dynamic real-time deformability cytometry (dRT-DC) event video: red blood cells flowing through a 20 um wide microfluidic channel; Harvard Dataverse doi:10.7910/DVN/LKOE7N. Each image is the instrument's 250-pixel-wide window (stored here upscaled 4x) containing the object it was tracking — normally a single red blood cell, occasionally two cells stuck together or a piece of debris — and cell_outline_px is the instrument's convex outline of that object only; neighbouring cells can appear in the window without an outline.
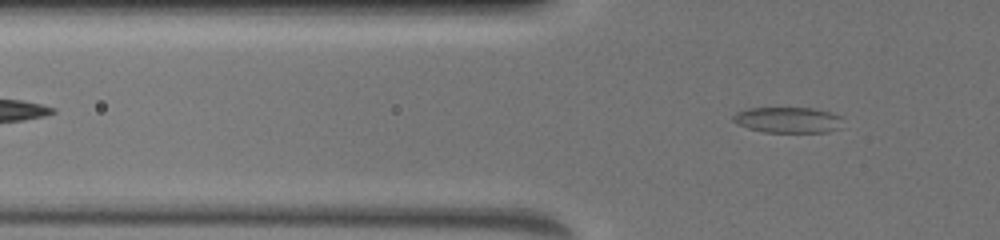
{"species": "common noctule bat (a hibernating species)", "species_latin": "Nyctalus noctula", "temperature_condition": "warm", "stored_images_in_passage": 48, "camera_frame_rate_fps": 3000, "um_per_image_px": 0.085, "animal": {"sex": "female", "body_mass_g": 19.5, "forearm_length_mm": 54.1}, "frame": {"image": 1, "passage_image": 17, "time_ms": 6.0, "image_size_px": [1000, 240], "cell_outline_px": [[840, 128], [828, 132], [764, 132], [748, 128], [736, 124], [732, 120], [732, 116], [736, 112], [748, 108], [812, 108], [828, 112], [840, 116]], "centroid_in_image_um": [66.92, 10.2], "position_along_channel_um": 58.9, "area_um2": 16.42}}
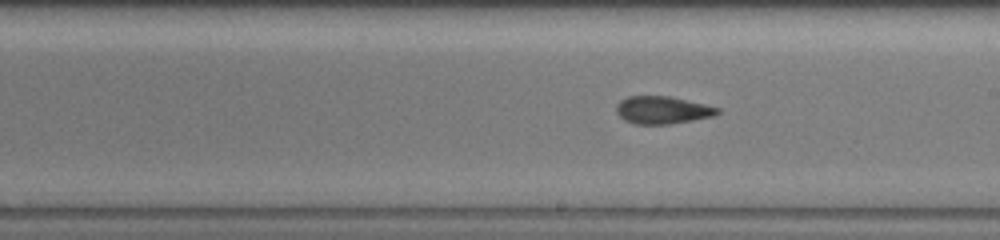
{"frame": {"image": 2, "passage_image": 32, "time_ms": 10.667, "image_size_px": [1000, 240], "cell_outline_px": [[720, 112], [712, 116], [692, 120], [668, 124], [632, 124], [624, 120], [616, 112], [616, 104], [620, 100], [628, 96], [668, 96], [704, 104], [720, 108]], "centroid_in_image_um": [56.26, 9.35], "position_along_channel_um": 232.7, "area_um2": 16.18}}
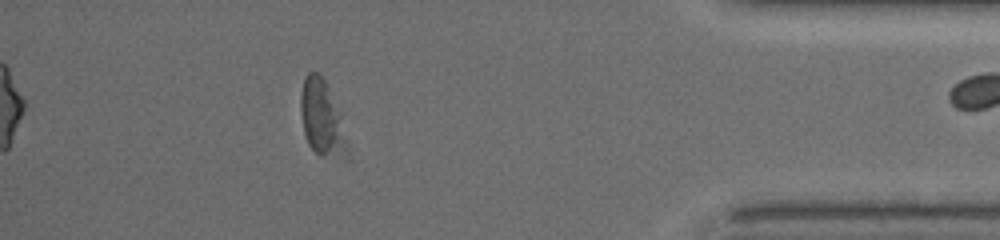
{"frame": {"image": 3, "passage_image": 47, "time_ms": 16.0, "image_size_px": [1000, 240], "cell_outline_px": [[340, 116], [332, 140], [328, 148], [324, 152], [316, 152], [308, 144], [304, 132], [300, 112], [300, 92], [304, 76], [308, 72], [316, 72], [324, 80], [340, 112]], "centroid_in_image_um": [27.03, 9.54], "position_along_channel_um": 408.2, "area_um2": 16.53}}